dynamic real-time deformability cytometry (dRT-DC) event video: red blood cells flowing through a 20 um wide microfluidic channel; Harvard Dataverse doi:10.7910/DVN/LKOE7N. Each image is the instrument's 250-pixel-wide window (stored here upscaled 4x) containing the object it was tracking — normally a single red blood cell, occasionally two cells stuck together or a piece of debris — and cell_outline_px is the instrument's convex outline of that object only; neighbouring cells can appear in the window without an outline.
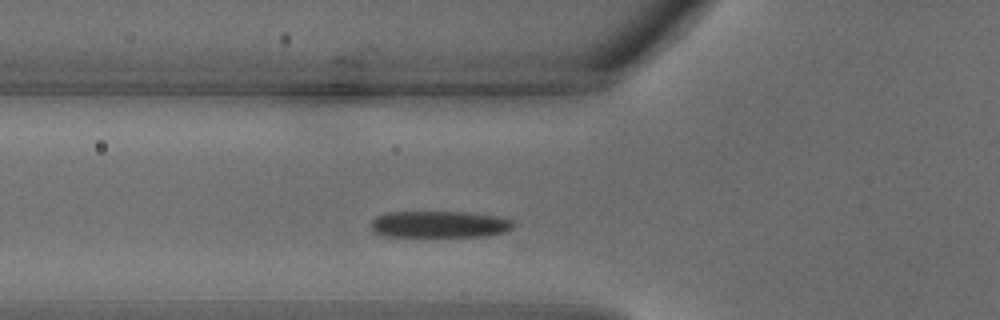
{"species": "common noctule bat (a hibernating species)", "species_latin": "Nyctalus noctula", "temperature_condition": "warm", "stored_images_in_passage": 24, "camera_frame_rate_fps": 3000, "um_per_image_px": 0.085, "animal": {"sex": "male", "body_mass_g": 18.8}, "frame": {"image": 1, "passage_image": 2, "time_ms": 0.333, "image_size_px": [1000, 320], "cell_outline_px": [[516, 224], [508, 232], [488, 236], [380, 236], [372, 232], [368, 224], [376, 216], [384, 212], [468, 212], [496, 216], [512, 220]], "centroid_in_image_um": [37.31, 19.07], "position_along_channel_um": 88.5, "area_um2": 22.6}}
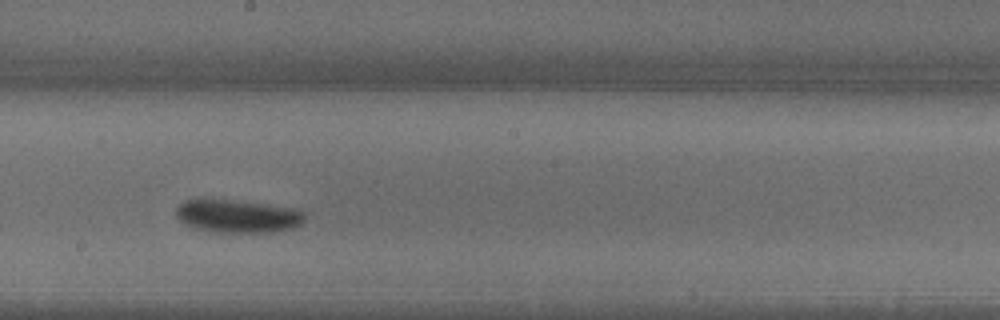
{"frame": {"image": 2, "passage_image": 9, "time_ms": 2.667, "image_size_px": [1000, 320], "cell_outline_px": [[304, 220], [300, 224], [292, 228], [268, 232], [216, 232], [196, 228], [184, 224], [176, 216], [176, 208], [184, 200], [228, 200], [300, 208], [304, 212]], "centroid_in_image_um": [20.22, 18.37], "position_along_channel_um": 228.0, "area_um2": 24.51}}
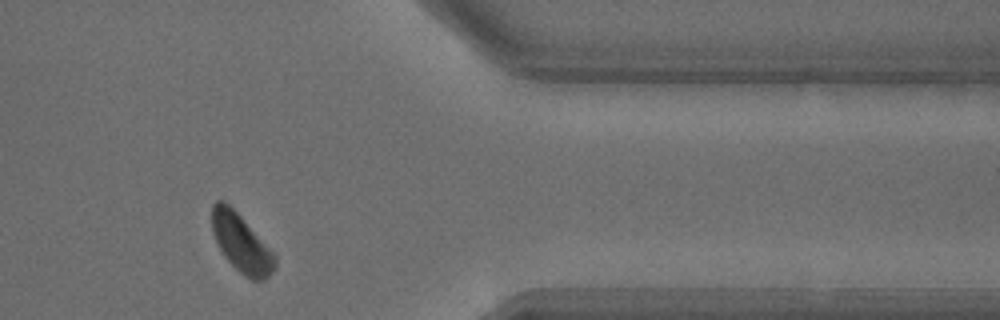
{"frame": {"image": 3, "passage_image": 18, "time_ms": 5.667, "image_size_px": [1000, 320], "cell_outline_px": [[276, 264], [272, 272], [264, 280], [252, 280], [244, 276], [224, 256], [212, 232], [212, 204], [216, 200], [224, 200], [240, 216], [276, 256]], "centroid_in_image_um": [20.49, 20.67], "position_along_channel_um": 390.9, "area_um2": 20.81}}